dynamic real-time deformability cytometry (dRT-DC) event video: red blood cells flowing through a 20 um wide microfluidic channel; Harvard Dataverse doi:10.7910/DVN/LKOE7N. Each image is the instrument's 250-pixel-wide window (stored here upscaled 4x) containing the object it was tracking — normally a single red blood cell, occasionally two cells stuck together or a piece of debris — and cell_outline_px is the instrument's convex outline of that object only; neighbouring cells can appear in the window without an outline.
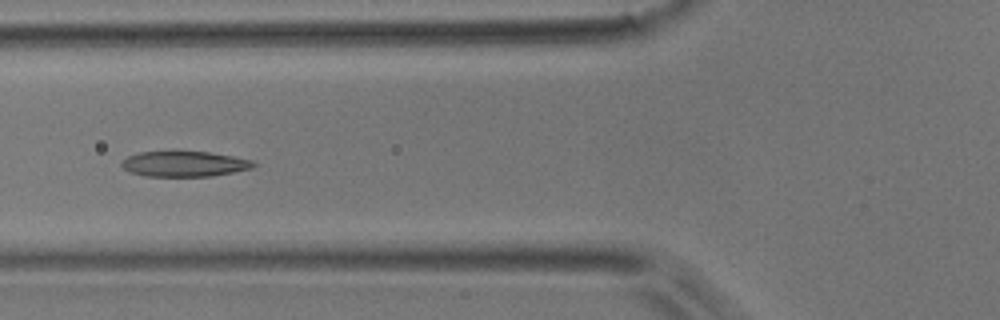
{"species": "common noctule bat (a hibernating species)", "species_latin": "Nyctalus noctula", "temperature_condition": "room temperature", "stored_images_in_passage": 37, "camera_frame_rate_fps": 3000, "um_per_image_px": 0.085, "animal": {"sex": "male", "body_mass_g": 17.9}, "frame": {"image": 1, "passage_image": 6, "time_ms": 1.667, "image_size_px": [1000, 320], "cell_outline_px": [[256, 164], [252, 168], [212, 176], [144, 176], [132, 172], [124, 168], [120, 164], [128, 156], [140, 152], [208, 152], [232, 156], [252, 160]], "centroid_in_image_um": [15.68, 13.94], "position_along_channel_um": 110.1, "area_um2": 19.19}, "authors_computed_cell_mechanics": {"area_um2": 19.8832, "velocity_mm_per_s": 3.9463, "shape_relaxation_time_tau1_ms": 3.5765, "shape_relaxation_time_tau2_ms": 1.604, "deformation_change_tau1": 0.1285, "deformation_change_tau2": 0.0739}}